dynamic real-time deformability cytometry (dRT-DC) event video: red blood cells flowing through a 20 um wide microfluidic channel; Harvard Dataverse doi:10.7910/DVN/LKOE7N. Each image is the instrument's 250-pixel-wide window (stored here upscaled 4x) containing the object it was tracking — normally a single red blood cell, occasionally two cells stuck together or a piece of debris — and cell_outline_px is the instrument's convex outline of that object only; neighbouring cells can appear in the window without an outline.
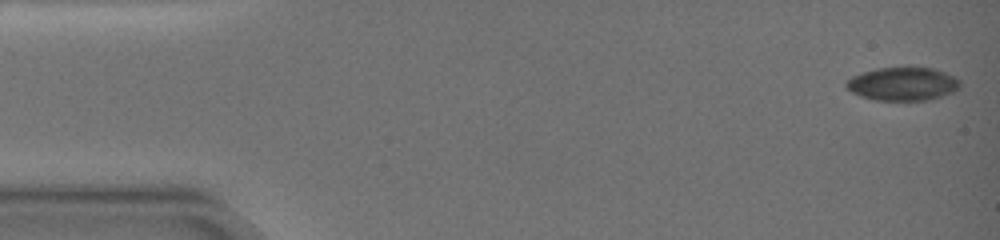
{"species": "common noctule bat (a hibernating species)", "species_latin": "Nyctalus noctula", "temperature_condition": "warm", "stored_images_in_passage": 18, "camera_frame_rate_fps": 3000, "um_per_image_px": 0.085, "animal": {"sex": "female", "body_mass_g": 19.0, "forearm_length_mm": 51.5}, "frame": {"image": 1, "passage_image": 1, "time_ms": 0.0, "image_size_px": [1000, 240], "cell_outline_px": [[960, 88], [952, 92], [928, 100], [876, 100], [860, 96], [852, 92], [844, 84], [852, 76], [876, 68], [932, 68], [956, 76], [960, 80]], "centroid_in_image_um": [76.75, 7.13], "position_along_channel_um": 8.3, "area_um2": 21.91}}
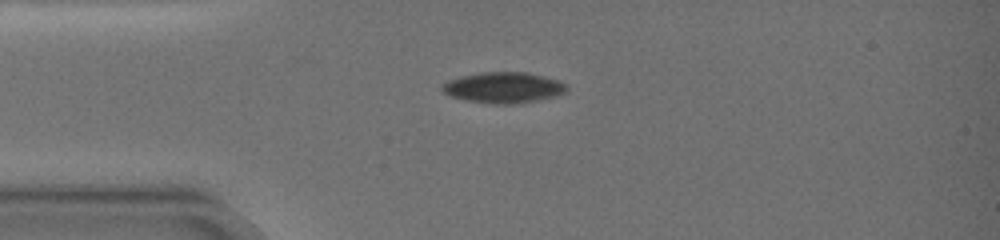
{"frame": {"image": 2, "passage_image": 9, "time_ms": 4.333, "image_size_px": [1000, 240], "cell_outline_px": [[568, 88], [564, 92], [556, 96], [520, 104], [488, 104], [464, 100], [448, 96], [440, 88], [440, 84], [448, 80], [460, 76], [480, 72], [528, 72], [544, 76], [556, 80], [564, 84]], "centroid_in_image_um": [42.73, 7.45], "position_along_channel_um": 42.3, "area_um2": 22.72}}